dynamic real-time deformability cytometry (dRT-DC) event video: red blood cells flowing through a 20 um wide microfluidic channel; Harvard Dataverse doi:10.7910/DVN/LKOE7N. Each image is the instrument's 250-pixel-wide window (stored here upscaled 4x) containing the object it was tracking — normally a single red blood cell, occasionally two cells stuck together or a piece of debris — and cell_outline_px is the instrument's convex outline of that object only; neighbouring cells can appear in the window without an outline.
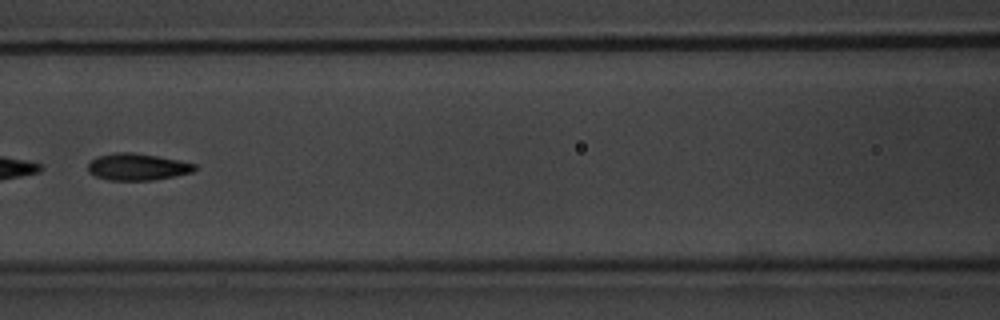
{"species": "common noctule bat (a hibernating species)", "species_latin": "Nyctalus noctula", "temperature_condition": "warm", "stored_images_in_passage": 9, "segment_of_instrument_passage": [2, 2], "camera_frame_rate_fps": 3000, "um_per_image_px": 0.085, "animal": {"sex": "male", "body_mass_g": 20.1, "forearm_length_mm": 53.5}, "frame": {"image": 1, "passage_image": 7, "time_ms": 7.0, "image_size_px": [1000, 320], "cell_outline_px": [[196, 168], [192, 172], [176, 176], [152, 180], [108, 180], [96, 176], [88, 172], [88, 164], [96, 156], [116, 152], [132, 152], [156, 156], [196, 164]], "centroid_in_image_um": [11.65, 14.18], "position_along_channel_um": 155.0, "area_um2": 16.59}}